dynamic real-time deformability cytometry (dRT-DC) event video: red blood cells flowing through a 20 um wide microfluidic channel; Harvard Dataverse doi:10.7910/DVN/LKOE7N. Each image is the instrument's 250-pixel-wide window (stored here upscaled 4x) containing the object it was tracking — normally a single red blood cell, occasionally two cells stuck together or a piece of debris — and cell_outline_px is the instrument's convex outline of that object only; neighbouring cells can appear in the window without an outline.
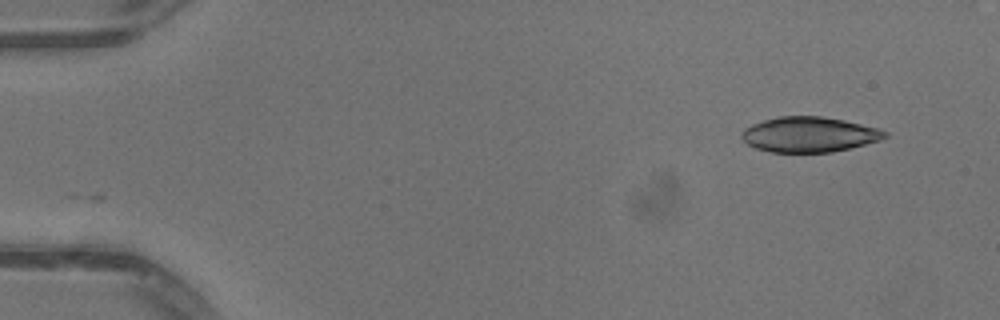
{"species": "common noctule bat (a hibernating species)", "species_latin": "Nyctalus noctula", "temperature_condition": "warm", "stored_images_in_passage": 47, "camera_frame_rate_fps": 3000, "um_per_image_px": 0.085, "animal": {"sex": "male", "body_mass_g": 13.3}, "frame": {"image": 1, "passage_image": 1, "time_ms": 0.0, "image_size_px": [1000, 320], "cell_outline_px": [[888, 136], [880, 140], [832, 152], [768, 152], [756, 148], [748, 144], [740, 136], [740, 132], [744, 128], [752, 124], [764, 120], [780, 116], [820, 116], [844, 120], [876, 128], [888, 132]], "centroid_in_image_um": [68.74, 11.43], "position_along_channel_um": 16.3, "area_um2": 29.25}}